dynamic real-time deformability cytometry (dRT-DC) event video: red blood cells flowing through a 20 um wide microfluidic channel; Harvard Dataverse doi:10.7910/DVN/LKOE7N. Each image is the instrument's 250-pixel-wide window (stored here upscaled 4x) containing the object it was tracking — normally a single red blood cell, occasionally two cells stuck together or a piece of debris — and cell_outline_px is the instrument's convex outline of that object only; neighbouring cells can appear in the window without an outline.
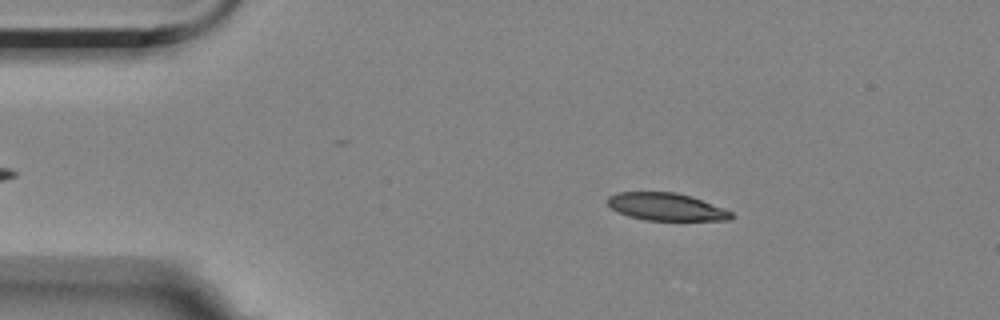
{"species": "Egyptian fruit bat (a non-hibernating species)", "species_latin": "Rousettus aegyptiacus", "temperature_condition": "room temperature", "stored_images_in_passage": 6, "segment_of_instrument_passage": [1, 2], "camera_frame_rate_fps": 3000, "um_per_image_px": 0.085, "animal": {"sex": "female"}, "frame": {"image": 1, "passage_image": 2, "time_ms": 1.333, "image_size_px": [1000, 320], "cell_outline_px": [[732, 220], [648, 220], [628, 216], [612, 208], [608, 204], [608, 196], [616, 192], [676, 192], [692, 196], [724, 208], [732, 212]], "centroid_in_image_um": [56.65, 17.57], "position_along_channel_um": 28.4, "area_um2": 19.77}}
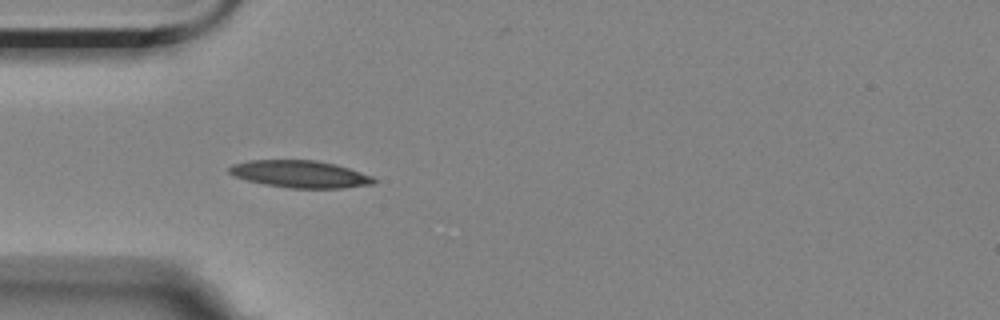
{"frame": {"image": 2, "passage_image": 4, "time_ms": 3.667, "image_size_px": [1000, 320], "cell_outline_px": [[376, 180], [372, 184], [340, 188], [292, 188], [264, 184], [232, 176], [228, 172], [228, 168], [232, 164], [248, 160], [316, 160], [336, 164], [372, 176]], "centroid_in_image_um": [25.46, 14.79], "position_along_channel_um": 59.5, "area_um2": 22.83}}
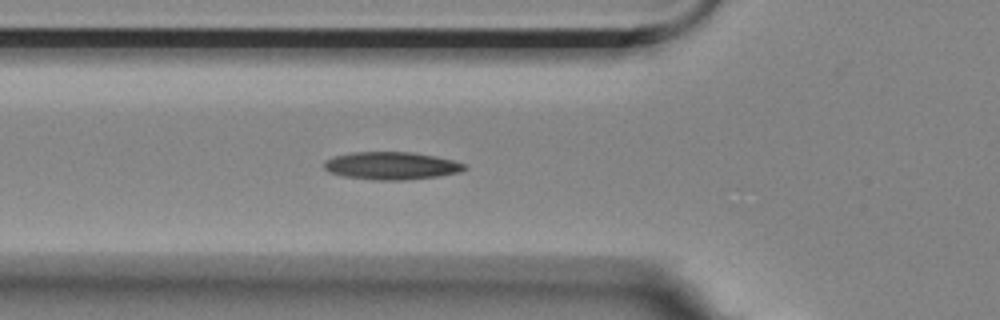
{"frame": {"image": 3, "passage_image": 5, "time_ms": 4.667, "image_size_px": [1000, 320], "cell_outline_px": [[468, 168], [460, 172], [440, 176], [404, 180], [376, 180], [344, 176], [328, 172], [324, 168], [324, 160], [332, 156], [352, 152], [412, 152], [436, 156], [452, 160], [464, 164]], "centroid_in_image_um": [33.25, 14.08], "position_along_channel_um": 92.5, "area_um2": 22.77}}